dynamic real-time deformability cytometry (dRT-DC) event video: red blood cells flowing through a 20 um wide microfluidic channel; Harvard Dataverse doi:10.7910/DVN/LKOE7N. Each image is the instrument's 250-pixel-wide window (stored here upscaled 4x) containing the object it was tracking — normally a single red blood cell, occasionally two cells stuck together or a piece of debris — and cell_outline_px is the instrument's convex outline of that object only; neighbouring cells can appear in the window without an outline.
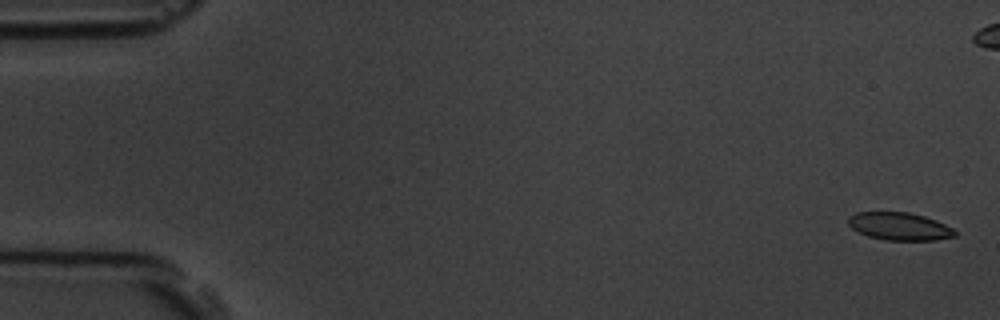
{"species": "common noctule bat (a hibernating species)", "species_latin": "Nyctalus noctula", "temperature_condition": "room temperature", "stored_images_in_passage": 5, "segment_of_instrument_passage": [2, 2], "camera_frame_rate_fps": 3000, "um_per_image_px": 0.085, "animal": {"sex": "male", "body_mass_g": 19.5, "forearm_length_mm": 54.6}, "frame": {"image": 1, "passage_image": 5, "time_ms": 5.667, "image_size_px": [1000, 320], "cell_outline_px": [[956, 236], [936, 240], [884, 240], [868, 236], [852, 228], [848, 224], [848, 216], [856, 212], [908, 212], [924, 216], [936, 220], [952, 228], [956, 232]], "centroid_in_image_um": [76.45, 19.24], "position_along_channel_um": 8.6, "area_um2": 17.22}}